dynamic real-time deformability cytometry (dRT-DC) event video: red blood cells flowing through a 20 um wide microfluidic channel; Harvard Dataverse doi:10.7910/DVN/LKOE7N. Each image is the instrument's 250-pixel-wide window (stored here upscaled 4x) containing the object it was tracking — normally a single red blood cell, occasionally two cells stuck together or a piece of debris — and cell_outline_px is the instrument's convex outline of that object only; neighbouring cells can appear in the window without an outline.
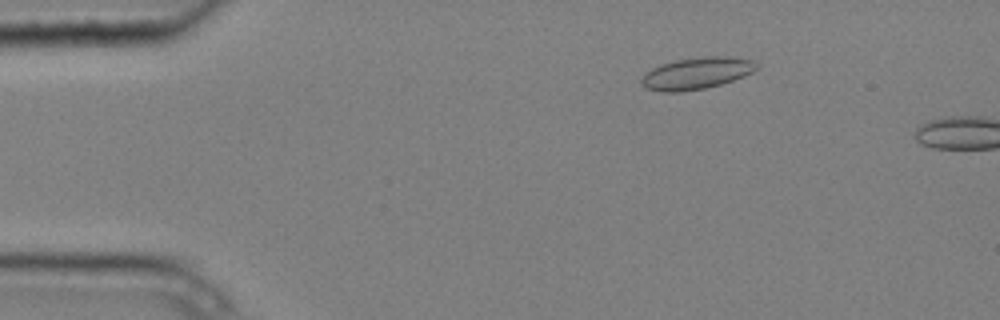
{"species": "common noctule bat (a hibernating species)", "species_latin": "Nyctalus noctula", "temperature_condition": "cold", "stored_images_in_passage": 4, "camera_frame_rate_fps": 3000, "um_per_image_px": 0.085, "animal": {"sex": "male", "body_mass_g": 20.4}, "frame": {"image": 1, "passage_image": 3, "time_ms": 0.667, "image_size_px": [1000, 320], "cell_outline_px": [[756, 68], [752, 72], [744, 76], [720, 84], [704, 88], [680, 92], [660, 92], [648, 88], [640, 84], [640, 80], [644, 72], [660, 64], [676, 60], [700, 56], [732, 56], [752, 60], [756, 64]], "centroid_in_image_um": [59.16, 6.22], "position_along_channel_um": 25.8, "area_um2": 21.39}}